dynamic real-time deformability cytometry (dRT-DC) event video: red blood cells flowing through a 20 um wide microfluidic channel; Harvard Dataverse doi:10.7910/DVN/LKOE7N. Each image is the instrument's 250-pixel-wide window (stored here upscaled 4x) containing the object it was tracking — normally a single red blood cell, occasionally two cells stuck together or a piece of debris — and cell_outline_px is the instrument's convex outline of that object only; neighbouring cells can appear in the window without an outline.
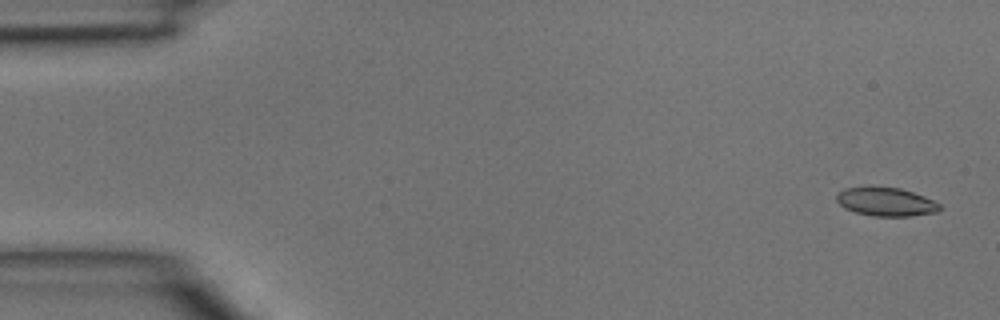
{"species": "common noctule bat (a hibernating species)", "species_latin": "Nyctalus noctula", "temperature_condition": "room temperature", "stored_images_in_passage": 3, "camera_frame_rate_fps": 3000, "um_per_image_px": 0.085, "animal": {"sex": "male", "body_mass_g": 15.6}, "frame": {"image": 1, "passage_image": 1, "time_ms": 0.0, "image_size_px": [1000, 320], "cell_outline_px": [[940, 208], [936, 212], [908, 216], [872, 216], [856, 212], [844, 208], [836, 200], [836, 196], [844, 188], [900, 188], [924, 196], [940, 204]], "centroid_in_image_um": [75.3, 17.17], "position_along_channel_um": 9.7, "area_um2": 16.7}}
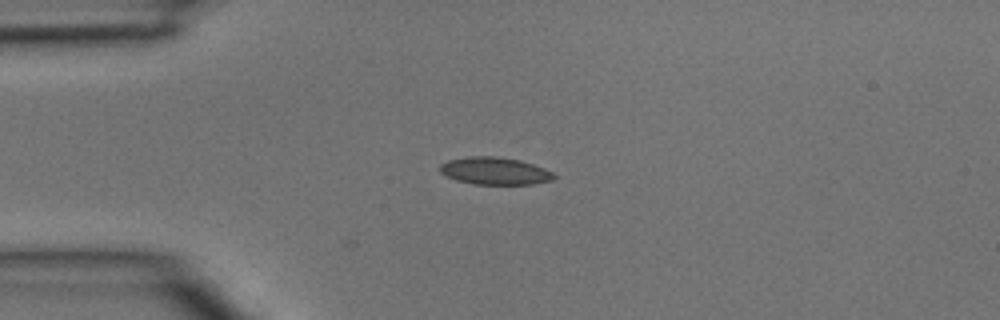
{"frame": {"image": 2, "passage_image": 3, "time_ms": 0.667, "image_size_px": [1000, 320], "cell_outline_px": [[556, 176], [552, 180], [532, 184], [472, 184], [456, 180], [440, 172], [440, 164], [448, 160], [468, 156], [496, 156], [520, 160], [544, 168], [552, 172]], "centroid_in_image_um": [42.05, 14.53], "position_along_channel_um": 43.0, "area_um2": 18.15}}